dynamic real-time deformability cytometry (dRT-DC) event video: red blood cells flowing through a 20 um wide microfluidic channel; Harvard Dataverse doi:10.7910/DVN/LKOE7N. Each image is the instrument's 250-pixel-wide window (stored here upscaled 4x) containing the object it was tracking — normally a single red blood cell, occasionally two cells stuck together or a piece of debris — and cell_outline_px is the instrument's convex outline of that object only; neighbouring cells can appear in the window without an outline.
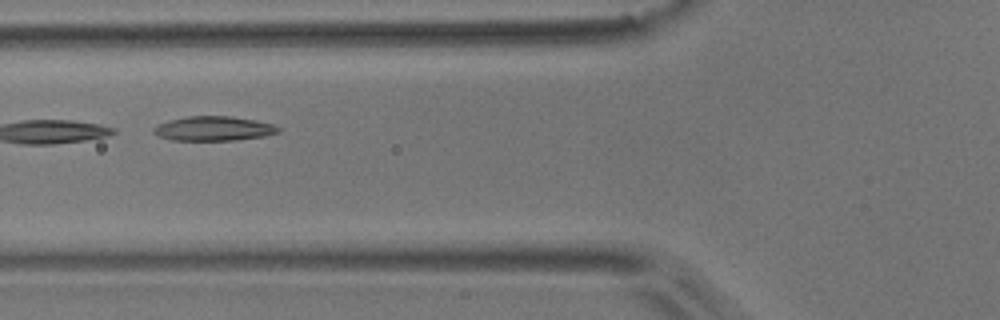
{"species": "common noctule bat (a hibernating species)", "species_latin": "Nyctalus noctula", "temperature_condition": "room temperature", "stored_images_in_passage": 6, "camera_frame_rate_fps": 3000, "um_per_image_px": 0.085, "animal": {"sex": "male", "body_mass_g": 17.9}, "frame": {"image": 1, "passage_image": 6, "time_ms": 1.667, "image_size_px": [1000, 320], "cell_outline_px": [[280, 132], [264, 136], [236, 140], [172, 140], [160, 136], [152, 132], [152, 128], [168, 120], [188, 116], [228, 116], [256, 120], [272, 124], [280, 128]], "centroid_in_image_um": [18.16, 10.92], "position_along_channel_um": 107.6, "area_um2": 17.69}}